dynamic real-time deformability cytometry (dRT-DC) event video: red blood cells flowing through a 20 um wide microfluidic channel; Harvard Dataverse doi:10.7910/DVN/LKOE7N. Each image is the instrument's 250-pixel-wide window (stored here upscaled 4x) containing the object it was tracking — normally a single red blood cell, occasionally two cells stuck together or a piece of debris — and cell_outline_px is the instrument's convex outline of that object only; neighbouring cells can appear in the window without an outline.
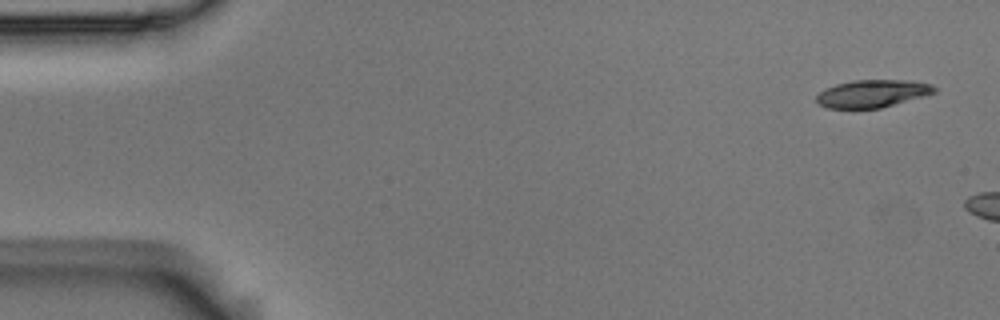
{"species": "Egyptian fruit bat (a non-hibernating species)", "species_latin": "Rousettus aegyptiacus", "temperature_condition": "room temperature", "stored_images_in_passage": 3, "camera_frame_rate_fps": 3000, "um_per_image_px": 0.085, "animal": {"sex": "male"}, "frame": {"image": 1, "passage_image": 1, "time_ms": 0.0, "image_size_px": [1000, 320], "cell_outline_px": [[936, 92], [924, 96], [880, 108], [828, 108], [820, 104], [816, 100], [816, 96], [820, 92], [836, 84], [852, 80], [912, 80], [932, 84], [936, 88]], "centroid_in_image_um": [74.19, 7.94], "position_along_channel_um": 10.8, "area_um2": 18.84}}